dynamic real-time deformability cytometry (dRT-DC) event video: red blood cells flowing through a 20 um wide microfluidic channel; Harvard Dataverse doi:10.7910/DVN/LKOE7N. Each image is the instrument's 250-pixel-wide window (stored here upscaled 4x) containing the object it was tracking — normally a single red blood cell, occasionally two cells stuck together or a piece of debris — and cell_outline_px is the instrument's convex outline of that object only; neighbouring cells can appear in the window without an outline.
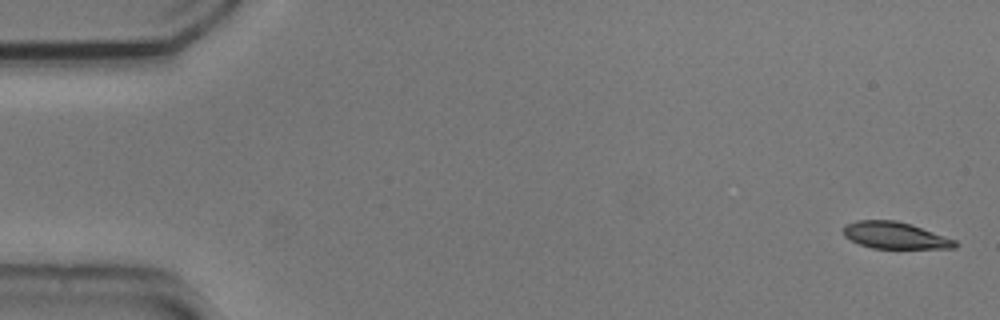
{"species": "common noctule bat (a hibernating species)", "species_latin": "Nyctalus noctula", "temperature_condition": "cold", "stored_images_in_passage": 5, "camera_frame_rate_fps": 3000, "um_per_image_px": 0.085, "animal": {"sex": "male", "body_mass_g": 20.5, "forearm_length_mm": 52.5}, "frame": {"image": 1, "passage_image": 1, "time_ms": 0.0, "image_size_px": [1000, 320], "cell_outline_px": [[956, 248], [872, 248], [860, 244], [844, 236], [844, 224], [856, 220], [896, 220], [912, 224], [956, 240]], "centroid_in_image_um": [76.06, 19.99], "position_along_channel_um": 8.9, "area_um2": 17.34}}
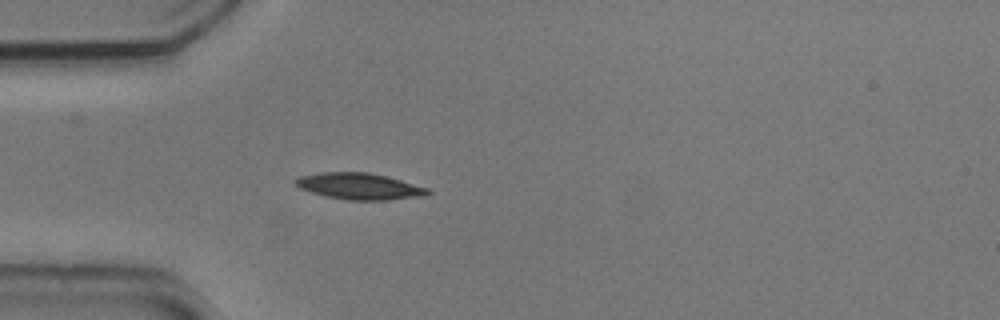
{"frame": {"image": 2, "passage_image": 5, "time_ms": 1.333, "image_size_px": [1000, 320], "cell_outline_px": [[432, 192], [428, 196], [388, 200], [348, 200], [324, 196], [300, 188], [292, 180], [300, 176], [320, 172], [368, 172], [400, 180], [428, 188]], "centroid_in_image_um": [30.56, 15.84], "position_along_channel_um": 54.4, "area_um2": 20.4}}